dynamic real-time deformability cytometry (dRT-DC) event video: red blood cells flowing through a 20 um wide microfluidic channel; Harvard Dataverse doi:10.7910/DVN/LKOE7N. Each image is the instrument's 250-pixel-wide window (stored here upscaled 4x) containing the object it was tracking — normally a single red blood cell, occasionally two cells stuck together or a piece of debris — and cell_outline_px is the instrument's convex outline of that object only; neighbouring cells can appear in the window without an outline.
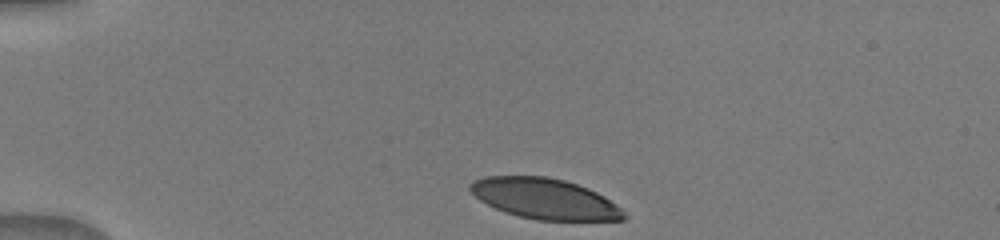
{"species": "human", "species_latin": "Homo sapiens", "temperature_condition": "warm", "stored_images_in_passage": 40, "camera_frame_rate_fps": 3000, "um_per_image_px": 0.085, "donor": {"sex": "male"}, "frame": {"image": 1, "passage_image": 1, "time_ms": 0.0, "image_size_px": [1000, 240], "cell_outline_px": [[628, 216], [624, 220], [536, 220], [504, 212], [480, 200], [468, 188], [468, 184], [472, 180], [484, 176], [544, 176], [564, 180], [588, 188], [604, 196], [616, 204]], "centroid_in_image_um": [46.29, 16.89], "position_along_channel_um": 38.7, "area_um2": 36.3}}
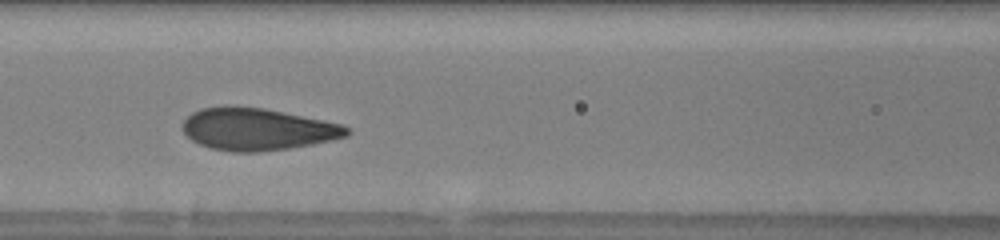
{"frame": {"image": 2, "passage_image": 13, "time_ms": 4.0, "image_size_px": [1000, 240], "cell_outline_px": [[352, 132], [348, 136], [332, 140], [312, 144], [288, 148], [260, 152], [232, 152], [212, 148], [200, 144], [192, 140], [180, 128], [184, 120], [192, 112], [200, 108], [224, 104], [264, 108], [340, 124], [348, 128]], "centroid_in_image_um": [21.82, 10.97], "position_along_channel_um": 144.8, "area_um2": 40.52}}
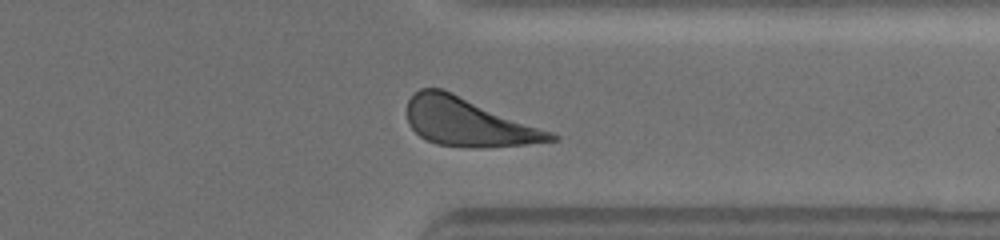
{"frame": {"image": 3, "passage_image": 30, "time_ms": 9.667, "image_size_px": [1000, 240], "cell_outline_px": [[560, 136], [556, 140], [524, 144], [488, 148], [468, 148], [436, 144], [420, 136], [408, 124], [408, 100], [420, 88], [440, 88], [452, 92], [552, 132]], "centroid_in_image_um": [39.79, 10.4], "position_along_channel_um": 371.6, "area_um2": 40.06}}